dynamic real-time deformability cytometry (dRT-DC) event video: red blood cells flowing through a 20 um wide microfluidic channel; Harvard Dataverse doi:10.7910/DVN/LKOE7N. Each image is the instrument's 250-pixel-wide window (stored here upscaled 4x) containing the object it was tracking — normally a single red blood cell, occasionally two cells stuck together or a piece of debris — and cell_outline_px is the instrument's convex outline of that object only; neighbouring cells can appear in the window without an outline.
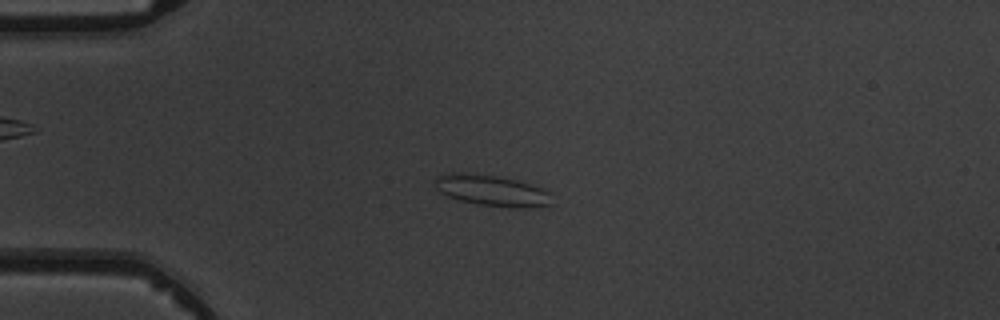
{"species": "common noctule bat (a hibernating species)", "species_latin": "Nyctalus noctula", "temperature_condition": "warm", "stored_images_in_passage": 5, "camera_frame_rate_fps": 3000, "um_per_image_px": 0.085, "animal": {"sex": "male", "body_mass_g": 19.5, "forearm_length_mm": 54.6}, "frame": {"image": 1, "passage_image": 3, "time_ms": 3.333, "image_size_px": [1000, 320], "cell_outline_px": [[552, 204], [524, 208], [508, 208], [476, 204], [460, 200], [448, 196], [440, 192], [436, 188], [436, 176], [452, 172], [460, 172], [496, 176], [516, 180], [540, 188], [548, 192]], "centroid_in_image_um": [41.77, 16.2], "position_along_channel_um": 43.2, "area_um2": 20.92}}
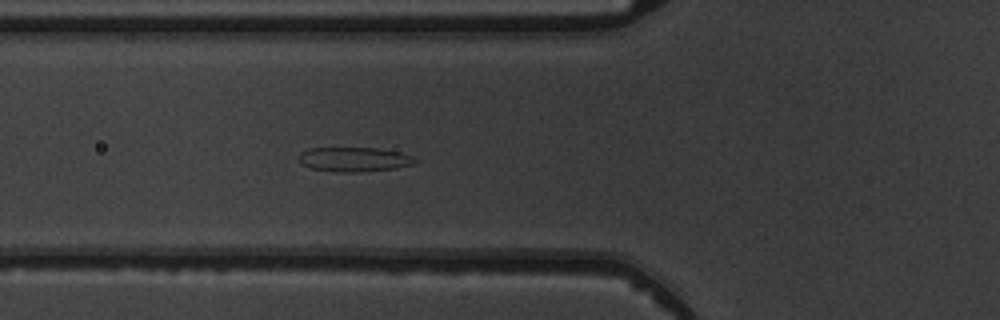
{"frame": {"image": 2, "passage_image": 5, "time_ms": 5.333, "image_size_px": [1000, 320], "cell_outline_px": [[416, 160], [412, 164], [396, 168], [360, 172], [336, 172], [312, 168], [304, 164], [300, 160], [300, 152], [308, 148], [376, 148], [400, 152], [412, 156]], "centroid_in_image_um": [30.11, 13.54], "position_along_channel_um": 95.7, "area_um2": 16.36}}